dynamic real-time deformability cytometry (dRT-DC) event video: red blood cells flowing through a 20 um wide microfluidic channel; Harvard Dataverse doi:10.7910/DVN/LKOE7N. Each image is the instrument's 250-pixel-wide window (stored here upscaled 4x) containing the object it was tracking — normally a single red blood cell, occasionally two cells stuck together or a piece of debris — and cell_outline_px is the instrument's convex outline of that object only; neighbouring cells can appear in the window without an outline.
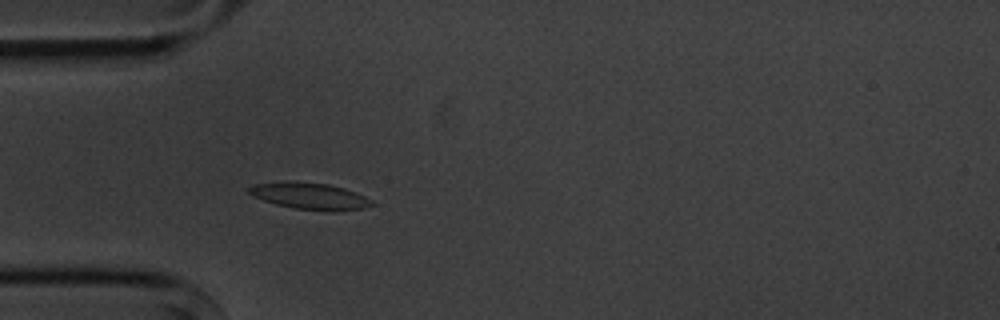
{"species": "common noctule bat (a hibernating species)", "species_latin": "Nyctalus noctula", "temperature_condition": "cold", "stored_images_in_passage": 1, "camera_frame_rate_fps": 3000, "um_per_image_px": 0.085, "animal": {"sex": "male", "body_mass_g": 20.1, "forearm_length_mm": 53.5}, "frame": {"image": 1, "passage_image": 1, "time_ms": 0.0, "image_size_px": [1000, 320], "cell_outline_px": [[376, 204], [364, 208], [332, 212], [296, 208], [276, 204], [252, 196], [244, 188], [252, 184], [284, 180], [328, 184], [344, 188], [356, 192], [372, 200]], "centroid_in_image_um": [26.3, 16.65], "position_along_channel_um": 58.7, "area_um2": 19.42}}